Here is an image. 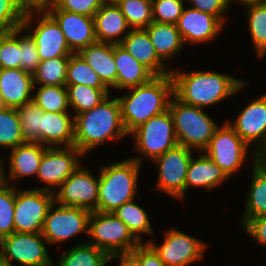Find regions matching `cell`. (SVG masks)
Listing matches in <instances>:
<instances>
[{
  "instance_id": "cell-1",
  "label": "cell",
  "mask_w": 266,
  "mask_h": 266,
  "mask_svg": "<svg viewBox=\"0 0 266 266\" xmlns=\"http://www.w3.org/2000/svg\"><path fill=\"white\" fill-rule=\"evenodd\" d=\"M171 77L173 95L185 104L202 109L219 104L247 85L245 80L215 71L180 72L171 70Z\"/></svg>"
},
{
  "instance_id": "cell-2",
  "label": "cell",
  "mask_w": 266,
  "mask_h": 266,
  "mask_svg": "<svg viewBox=\"0 0 266 266\" xmlns=\"http://www.w3.org/2000/svg\"><path fill=\"white\" fill-rule=\"evenodd\" d=\"M74 116V146L83 154L104 144L106 141L119 140L128 133L121 118L118 99L108 96L91 110Z\"/></svg>"
},
{
  "instance_id": "cell-3",
  "label": "cell",
  "mask_w": 266,
  "mask_h": 266,
  "mask_svg": "<svg viewBox=\"0 0 266 266\" xmlns=\"http://www.w3.org/2000/svg\"><path fill=\"white\" fill-rule=\"evenodd\" d=\"M130 90L124 96L117 97L128 135L151 117L168 110L173 96V80L171 74L155 76L149 82Z\"/></svg>"
},
{
  "instance_id": "cell-4",
  "label": "cell",
  "mask_w": 266,
  "mask_h": 266,
  "mask_svg": "<svg viewBox=\"0 0 266 266\" xmlns=\"http://www.w3.org/2000/svg\"><path fill=\"white\" fill-rule=\"evenodd\" d=\"M141 161L139 157H131L100 167L98 212L112 213L122 204L135 199Z\"/></svg>"
},
{
  "instance_id": "cell-5",
  "label": "cell",
  "mask_w": 266,
  "mask_h": 266,
  "mask_svg": "<svg viewBox=\"0 0 266 266\" xmlns=\"http://www.w3.org/2000/svg\"><path fill=\"white\" fill-rule=\"evenodd\" d=\"M178 144L203 152L219 127L202 108L185 104L172 96L169 108Z\"/></svg>"
},
{
  "instance_id": "cell-6",
  "label": "cell",
  "mask_w": 266,
  "mask_h": 266,
  "mask_svg": "<svg viewBox=\"0 0 266 266\" xmlns=\"http://www.w3.org/2000/svg\"><path fill=\"white\" fill-rule=\"evenodd\" d=\"M88 243L105 251L108 255L130 254L140 242L129 231L127 225L113 213L92 211L89 218Z\"/></svg>"
},
{
  "instance_id": "cell-7",
  "label": "cell",
  "mask_w": 266,
  "mask_h": 266,
  "mask_svg": "<svg viewBox=\"0 0 266 266\" xmlns=\"http://www.w3.org/2000/svg\"><path fill=\"white\" fill-rule=\"evenodd\" d=\"M129 135L133 136L135 149L152 161L178 144L169 109L151 117Z\"/></svg>"
},
{
  "instance_id": "cell-8",
  "label": "cell",
  "mask_w": 266,
  "mask_h": 266,
  "mask_svg": "<svg viewBox=\"0 0 266 266\" xmlns=\"http://www.w3.org/2000/svg\"><path fill=\"white\" fill-rule=\"evenodd\" d=\"M47 244L41 232H14L0 240V259L10 265L15 261L23 266H55Z\"/></svg>"
},
{
  "instance_id": "cell-9",
  "label": "cell",
  "mask_w": 266,
  "mask_h": 266,
  "mask_svg": "<svg viewBox=\"0 0 266 266\" xmlns=\"http://www.w3.org/2000/svg\"><path fill=\"white\" fill-rule=\"evenodd\" d=\"M55 202L54 193L42 189H16L15 232H42L48 210Z\"/></svg>"
},
{
  "instance_id": "cell-10",
  "label": "cell",
  "mask_w": 266,
  "mask_h": 266,
  "mask_svg": "<svg viewBox=\"0 0 266 266\" xmlns=\"http://www.w3.org/2000/svg\"><path fill=\"white\" fill-rule=\"evenodd\" d=\"M57 207V208H55ZM91 211L53 203L44 221L42 235L51 244L62 243L80 233H87Z\"/></svg>"
},
{
  "instance_id": "cell-11",
  "label": "cell",
  "mask_w": 266,
  "mask_h": 266,
  "mask_svg": "<svg viewBox=\"0 0 266 266\" xmlns=\"http://www.w3.org/2000/svg\"><path fill=\"white\" fill-rule=\"evenodd\" d=\"M249 146L226 121L218 127L203 151L230 178L246 161Z\"/></svg>"
},
{
  "instance_id": "cell-12",
  "label": "cell",
  "mask_w": 266,
  "mask_h": 266,
  "mask_svg": "<svg viewBox=\"0 0 266 266\" xmlns=\"http://www.w3.org/2000/svg\"><path fill=\"white\" fill-rule=\"evenodd\" d=\"M36 15L38 23L32 26L30 24L33 23ZM22 28L34 39L40 61L56 57H70L73 54L58 23L48 12L25 15Z\"/></svg>"
},
{
  "instance_id": "cell-13",
  "label": "cell",
  "mask_w": 266,
  "mask_h": 266,
  "mask_svg": "<svg viewBox=\"0 0 266 266\" xmlns=\"http://www.w3.org/2000/svg\"><path fill=\"white\" fill-rule=\"evenodd\" d=\"M194 150L177 144L154 159L159 165L156 187L171 197L182 200L185 196V181L189 162Z\"/></svg>"
},
{
  "instance_id": "cell-14",
  "label": "cell",
  "mask_w": 266,
  "mask_h": 266,
  "mask_svg": "<svg viewBox=\"0 0 266 266\" xmlns=\"http://www.w3.org/2000/svg\"><path fill=\"white\" fill-rule=\"evenodd\" d=\"M84 154L75 146L47 147L39 165L37 178L45 187L37 188L55 193L61 184L81 165ZM53 187V188H51Z\"/></svg>"
},
{
  "instance_id": "cell-15",
  "label": "cell",
  "mask_w": 266,
  "mask_h": 266,
  "mask_svg": "<svg viewBox=\"0 0 266 266\" xmlns=\"http://www.w3.org/2000/svg\"><path fill=\"white\" fill-rule=\"evenodd\" d=\"M80 165L56 190L55 203L65 207H81L97 211L98 179ZM57 192V193H56Z\"/></svg>"
},
{
  "instance_id": "cell-16",
  "label": "cell",
  "mask_w": 266,
  "mask_h": 266,
  "mask_svg": "<svg viewBox=\"0 0 266 266\" xmlns=\"http://www.w3.org/2000/svg\"><path fill=\"white\" fill-rule=\"evenodd\" d=\"M166 266H188L203 258L207 244L180 230L169 229L164 242L159 246L153 241L147 242Z\"/></svg>"
},
{
  "instance_id": "cell-17",
  "label": "cell",
  "mask_w": 266,
  "mask_h": 266,
  "mask_svg": "<svg viewBox=\"0 0 266 266\" xmlns=\"http://www.w3.org/2000/svg\"><path fill=\"white\" fill-rule=\"evenodd\" d=\"M228 123L248 146L255 143L252 154L258 157L266 147V93L244 107L234 122Z\"/></svg>"
},
{
  "instance_id": "cell-18",
  "label": "cell",
  "mask_w": 266,
  "mask_h": 266,
  "mask_svg": "<svg viewBox=\"0 0 266 266\" xmlns=\"http://www.w3.org/2000/svg\"><path fill=\"white\" fill-rule=\"evenodd\" d=\"M58 23L73 53L97 42L94 17L62 10L55 6L48 12Z\"/></svg>"
},
{
  "instance_id": "cell-19",
  "label": "cell",
  "mask_w": 266,
  "mask_h": 266,
  "mask_svg": "<svg viewBox=\"0 0 266 266\" xmlns=\"http://www.w3.org/2000/svg\"><path fill=\"white\" fill-rule=\"evenodd\" d=\"M223 26L215 16L193 8L185 9V7L176 23L184 44L195 45L213 41L220 34Z\"/></svg>"
},
{
  "instance_id": "cell-20",
  "label": "cell",
  "mask_w": 266,
  "mask_h": 266,
  "mask_svg": "<svg viewBox=\"0 0 266 266\" xmlns=\"http://www.w3.org/2000/svg\"><path fill=\"white\" fill-rule=\"evenodd\" d=\"M33 89L32 74L20 68H1L0 97L5 107L17 108L33 100Z\"/></svg>"
},
{
  "instance_id": "cell-21",
  "label": "cell",
  "mask_w": 266,
  "mask_h": 266,
  "mask_svg": "<svg viewBox=\"0 0 266 266\" xmlns=\"http://www.w3.org/2000/svg\"><path fill=\"white\" fill-rule=\"evenodd\" d=\"M47 146L40 143L25 142L13 149H10L9 177L4 172L2 160V181L10 183V179H20L26 176H37L42 156Z\"/></svg>"
},
{
  "instance_id": "cell-22",
  "label": "cell",
  "mask_w": 266,
  "mask_h": 266,
  "mask_svg": "<svg viewBox=\"0 0 266 266\" xmlns=\"http://www.w3.org/2000/svg\"><path fill=\"white\" fill-rule=\"evenodd\" d=\"M94 22L97 42L120 44L131 29L115 2L105 1L95 13Z\"/></svg>"
},
{
  "instance_id": "cell-23",
  "label": "cell",
  "mask_w": 266,
  "mask_h": 266,
  "mask_svg": "<svg viewBox=\"0 0 266 266\" xmlns=\"http://www.w3.org/2000/svg\"><path fill=\"white\" fill-rule=\"evenodd\" d=\"M120 45L155 76L171 74V69L158 57L145 29H131Z\"/></svg>"
},
{
  "instance_id": "cell-24",
  "label": "cell",
  "mask_w": 266,
  "mask_h": 266,
  "mask_svg": "<svg viewBox=\"0 0 266 266\" xmlns=\"http://www.w3.org/2000/svg\"><path fill=\"white\" fill-rule=\"evenodd\" d=\"M116 89L125 90L149 82L155 75L120 44H114Z\"/></svg>"
},
{
  "instance_id": "cell-25",
  "label": "cell",
  "mask_w": 266,
  "mask_h": 266,
  "mask_svg": "<svg viewBox=\"0 0 266 266\" xmlns=\"http://www.w3.org/2000/svg\"><path fill=\"white\" fill-rule=\"evenodd\" d=\"M70 114V112H44L42 145L47 147L74 146V116Z\"/></svg>"
},
{
  "instance_id": "cell-26",
  "label": "cell",
  "mask_w": 266,
  "mask_h": 266,
  "mask_svg": "<svg viewBox=\"0 0 266 266\" xmlns=\"http://www.w3.org/2000/svg\"><path fill=\"white\" fill-rule=\"evenodd\" d=\"M78 54L95 70L109 89H116L117 68L114 59V44L95 42L81 49Z\"/></svg>"
},
{
  "instance_id": "cell-27",
  "label": "cell",
  "mask_w": 266,
  "mask_h": 266,
  "mask_svg": "<svg viewBox=\"0 0 266 266\" xmlns=\"http://www.w3.org/2000/svg\"><path fill=\"white\" fill-rule=\"evenodd\" d=\"M200 153L201 155L198 159H194L192 156L189 162L185 181V194L192 187H204L208 190H213L219 184L229 179L225 172L204 152Z\"/></svg>"
},
{
  "instance_id": "cell-28",
  "label": "cell",
  "mask_w": 266,
  "mask_h": 266,
  "mask_svg": "<svg viewBox=\"0 0 266 266\" xmlns=\"http://www.w3.org/2000/svg\"><path fill=\"white\" fill-rule=\"evenodd\" d=\"M252 164V181L246 196L241 227L251 218L266 215V167L258 160V157H254Z\"/></svg>"
},
{
  "instance_id": "cell-29",
  "label": "cell",
  "mask_w": 266,
  "mask_h": 266,
  "mask_svg": "<svg viewBox=\"0 0 266 266\" xmlns=\"http://www.w3.org/2000/svg\"><path fill=\"white\" fill-rule=\"evenodd\" d=\"M145 30L156 50L158 57L163 61L174 58L184 47V41L176 24H166L153 21Z\"/></svg>"
},
{
  "instance_id": "cell-30",
  "label": "cell",
  "mask_w": 266,
  "mask_h": 266,
  "mask_svg": "<svg viewBox=\"0 0 266 266\" xmlns=\"http://www.w3.org/2000/svg\"><path fill=\"white\" fill-rule=\"evenodd\" d=\"M60 257L57 266H106L109 255L85 241L64 252Z\"/></svg>"
},
{
  "instance_id": "cell-31",
  "label": "cell",
  "mask_w": 266,
  "mask_h": 266,
  "mask_svg": "<svg viewBox=\"0 0 266 266\" xmlns=\"http://www.w3.org/2000/svg\"><path fill=\"white\" fill-rule=\"evenodd\" d=\"M117 218L122 220L133 236L142 243L141 234H154L147 212L135 203V199L122 204L112 212Z\"/></svg>"
},
{
  "instance_id": "cell-32",
  "label": "cell",
  "mask_w": 266,
  "mask_h": 266,
  "mask_svg": "<svg viewBox=\"0 0 266 266\" xmlns=\"http://www.w3.org/2000/svg\"><path fill=\"white\" fill-rule=\"evenodd\" d=\"M70 108L74 115L91 110L109 95V89L92 88L81 84H66Z\"/></svg>"
},
{
  "instance_id": "cell-33",
  "label": "cell",
  "mask_w": 266,
  "mask_h": 266,
  "mask_svg": "<svg viewBox=\"0 0 266 266\" xmlns=\"http://www.w3.org/2000/svg\"><path fill=\"white\" fill-rule=\"evenodd\" d=\"M68 63L69 57L40 61L37 71L33 74L34 89L37 88L36 85L66 86Z\"/></svg>"
},
{
  "instance_id": "cell-34",
  "label": "cell",
  "mask_w": 266,
  "mask_h": 266,
  "mask_svg": "<svg viewBox=\"0 0 266 266\" xmlns=\"http://www.w3.org/2000/svg\"><path fill=\"white\" fill-rule=\"evenodd\" d=\"M248 8V29L257 57L266 56V3H251Z\"/></svg>"
},
{
  "instance_id": "cell-35",
  "label": "cell",
  "mask_w": 266,
  "mask_h": 266,
  "mask_svg": "<svg viewBox=\"0 0 266 266\" xmlns=\"http://www.w3.org/2000/svg\"><path fill=\"white\" fill-rule=\"evenodd\" d=\"M16 109L24 140L42 144V116L44 111L33 100Z\"/></svg>"
},
{
  "instance_id": "cell-36",
  "label": "cell",
  "mask_w": 266,
  "mask_h": 266,
  "mask_svg": "<svg viewBox=\"0 0 266 266\" xmlns=\"http://www.w3.org/2000/svg\"><path fill=\"white\" fill-rule=\"evenodd\" d=\"M66 84H81L92 88L109 89L93 68L78 54L69 57Z\"/></svg>"
},
{
  "instance_id": "cell-37",
  "label": "cell",
  "mask_w": 266,
  "mask_h": 266,
  "mask_svg": "<svg viewBox=\"0 0 266 266\" xmlns=\"http://www.w3.org/2000/svg\"><path fill=\"white\" fill-rule=\"evenodd\" d=\"M33 101L44 112H68L70 109L66 86L37 85Z\"/></svg>"
},
{
  "instance_id": "cell-38",
  "label": "cell",
  "mask_w": 266,
  "mask_h": 266,
  "mask_svg": "<svg viewBox=\"0 0 266 266\" xmlns=\"http://www.w3.org/2000/svg\"><path fill=\"white\" fill-rule=\"evenodd\" d=\"M25 142L17 109L4 107L0 110V147L13 149Z\"/></svg>"
},
{
  "instance_id": "cell-39",
  "label": "cell",
  "mask_w": 266,
  "mask_h": 266,
  "mask_svg": "<svg viewBox=\"0 0 266 266\" xmlns=\"http://www.w3.org/2000/svg\"><path fill=\"white\" fill-rule=\"evenodd\" d=\"M115 3L131 29H145L153 22L152 0H117Z\"/></svg>"
},
{
  "instance_id": "cell-40",
  "label": "cell",
  "mask_w": 266,
  "mask_h": 266,
  "mask_svg": "<svg viewBox=\"0 0 266 266\" xmlns=\"http://www.w3.org/2000/svg\"><path fill=\"white\" fill-rule=\"evenodd\" d=\"M3 181L0 182V240L15 232L14 206L15 186Z\"/></svg>"
},
{
  "instance_id": "cell-41",
  "label": "cell",
  "mask_w": 266,
  "mask_h": 266,
  "mask_svg": "<svg viewBox=\"0 0 266 266\" xmlns=\"http://www.w3.org/2000/svg\"><path fill=\"white\" fill-rule=\"evenodd\" d=\"M0 64L3 69H21L18 29L9 32L0 31Z\"/></svg>"
},
{
  "instance_id": "cell-42",
  "label": "cell",
  "mask_w": 266,
  "mask_h": 266,
  "mask_svg": "<svg viewBox=\"0 0 266 266\" xmlns=\"http://www.w3.org/2000/svg\"><path fill=\"white\" fill-rule=\"evenodd\" d=\"M186 0H152L153 21L176 24L184 9Z\"/></svg>"
},
{
  "instance_id": "cell-43",
  "label": "cell",
  "mask_w": 266,
  "mask_h": 266,
  "mask_svg": "<svg viewBox=\"0 0 266 266\" xmlns=\"http://www.w3.org/2000/svg\"><path fill=\"white\" fill-rule=\"evenodd\" d=\"M25 31V32H24ZM25 33L21 36V33ZM19 46L21 48V69L34 74L40 64L37 46L31 35L22 27L18 28Z\"/></svg>"
},
{
  "instance_id": "cell-44",
  "label": "cell",
  "mask_w": 266,
  "mask_h": 266,
  "mask_svg": "<svg viewBox=\"0 0 266 266\" xmlns=\"http://www.w3.org/2000/svg\"><path fill=\"white\" fill-rule=\"evenodd\" d=\"M24 14L17 0H0V31L9 32L22 27Z\"/></svg>"
},
{
  "instance_id": "cell-45",
  "label": "cell",
  "mask_w": 266,
  "mask_h": 266,
  "mask_svg": "<svg viewBox=\"0 0 266 266\" xmlns=\"http://www.w3.org/2000/svg\"><path fill=\"white\" fill-rule=\"evenodd\" d=\"M191 8L215 16L223 25L226 22L225 14L231 6L230 0H187ZM230 5V6H229Z\"/></svg>"
},
{
  "instance_id": "cell-46",
  "label": "cell",
  "mask_w": 266,
  "mask_h": 266,
  "mask_svg": "<svg viewBox=\"0 0 266 266\" xmlns=\"http://www.w3.org/2000/svg\"><path fill=\"white\" fill-rule=\"evenodd\" d=\"M105 0H58L57 7L73 13L94 17Z\"/></svg>"
},
{
  "instance_id": "cell-47",
  "label": "cell",
  "mask_w": 266,
  "mask_h": 266,
  "mask_svg": "<svg viewBox=\"0 0 266 266\" xmlns=\"http://www.w3.org/2000/svg\"><path fill=\"white\" fill-rule=\"evenodd\" d=\"M130 254L140 266H166L148 243H140Z\"/></svg>"
},
{
  "instance_id": "cell-48",
  "label": "cell",
  "mask_w": 266,
  "mask_h": 266,
  "mask_svg": "<svg viewBox=\"0 0 266 266\" xmlns=\"http://www.w3.org/2000/svg\"><path fill=\"white\" fill-rule=\"evenodd\" d=\"M242 228L248 236L266 248V215L251 218Z\"/></svg>"
},
{
  "instance_id": "cell-49",
  "label": "cell",
  "mask_w": 266,
  "mask_h": 266,
  "mask_svg": "<svg viewBox=\"0 0 266 266\" xmlns=\"http://www.w3.org/2000/svg\"><path fill=\"white\" fill-rule=\"evenodd\" d=\"M21 12L25 15L46 13L52 10L58 0H17Z\"/></svg>"
},
{
  "instance_id": "cell-50",
  "label": "cell",
  "mask_w": 266,
  "mask_h": 266,
  "mask_svg": "<svg viewBox=\"0 0 266 266\" xmlns=\"http://www.w3.org/2000/svg\"><path fill=\"white\" fill-rule=\"evenodd\" d=\"M113 259H119V266H140L138 261L131 254L109 255L107 263H110Z\"/></svg>"
},
{
  "instance_id": "cell-51",
  "label": "cell",
  "mask_w": 266,
  "mask_h": 266,
  "mask_svg": "<svg viewBox=\"0 0 266 266\" xmlns=\"http://www.w3.org/2000/svg\"><path fill=\"white\" fill-rule=\"evenodd\" d=\"M234 0H230V2H233ZM237 2H240L242 5H247L251 3H266V0H237Z\"/></svg>"
},
{
  "instance_id": "cell-52",
  "label": "cell",
  "mask_w": 266,
  "mask_h": 266,
  "mask_svg": "<svg viewBox=\"0 0 266 266\" xmlns=\"http://www.w3.org/2000/svg\"><path fill=\"white\" fill-rule=\"evenodd\" d=\"M258 160L266 167V147L258 154Z\"/></svg>"
},
{
  "instance_id": "cell-53",
  "label": "cell",
  "mask_w": 266,
  "mask_h": 266,
  "mask_svg": "<svg viewBox=\"0 0 266 266\" xmlns=\"http://www.w3.org/2000/svg\"><path fill=\"white\" fill-rule=\"evenodd\" d=\"M0 266H13V265H10L9 263H6L0 259Z\"/></svg>"
},
{
  "instance_id": "cell-54",
  "label": "cell",
  "mask_w": 266,
  "mask_h": 266,
  "mask_svg": "<svg viewBox=\"0 0 266 266\" xmlns=\"http://www.w3.org/2000/svg\"><path fill=\"white\" fill-rule=\"evenodd\" d=\"M2 181V160L0 159V182Z\"/></svg>"
},
{
  "instance_id": "cell-55",
  "label": "cell",
  "mask_w": 266,
  "mask_h": 266,
  "mask_svg": "<svg viewBox=\"0 0 266 266\" xmlns=\"http://www.w3.org/2000/svg\"><path fill=\"white\" fill-rule=\"evenodd\" d=\"M5 106L2 103L1 97H0V110L3 109Z\"/></svg>"
},
{
  "instance_id": "cell-56",
  "label": "cell",
  "mask_w": 266,
  "mask_h": 266,
  "mask_svg": "<svg viewBox=\"0 0 266 266\" xmlns=\"http://www.w3.org/2000/svg\"><path fill=\"white\" fill-rule=\"evenodd\" d=\"M106 2H115L117 0H105Z\"/></svg>"
}]
</instances>
